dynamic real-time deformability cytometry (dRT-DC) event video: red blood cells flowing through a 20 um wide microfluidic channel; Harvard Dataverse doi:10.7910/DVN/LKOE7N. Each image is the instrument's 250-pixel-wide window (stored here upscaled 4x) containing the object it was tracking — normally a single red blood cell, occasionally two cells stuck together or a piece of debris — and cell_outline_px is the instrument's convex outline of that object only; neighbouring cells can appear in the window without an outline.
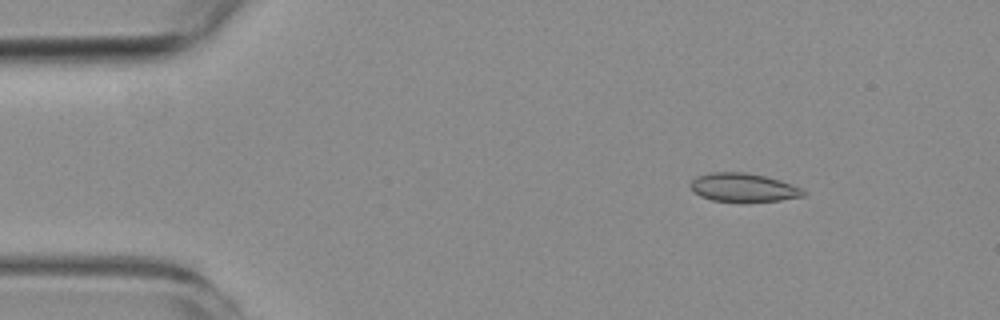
{"species": "common noctule bat (a hibernating species)", "species_latin": "Nyctalus noctula", "temperature_condition": "room temperature", "stored_images_in_passage": 4, "camera_frame_rate_fps": 3000, "um_per_image_px": 0.085, "animal": {"sex": "female", "body_mass_g": 19.3, "forearm_length_mm": 54.1}, "frame": {"image": 1, "passage_image": 1, "time_ms": 0.0, "image_size_px": [1000, 320], "cell_outline_px": [[808, 192], [804, 196], [780, 200], [744, 204], [740, 204], [712, 200], [700, 196], [688, 184], [696, 176], [708, 172], [744, 172], [764, 176], [780, 180], [792, 184]], "centroid_in_image_um": [63.18, 15.97], "position_along_channel_um": 21.8, "area_um2": 19.42}}
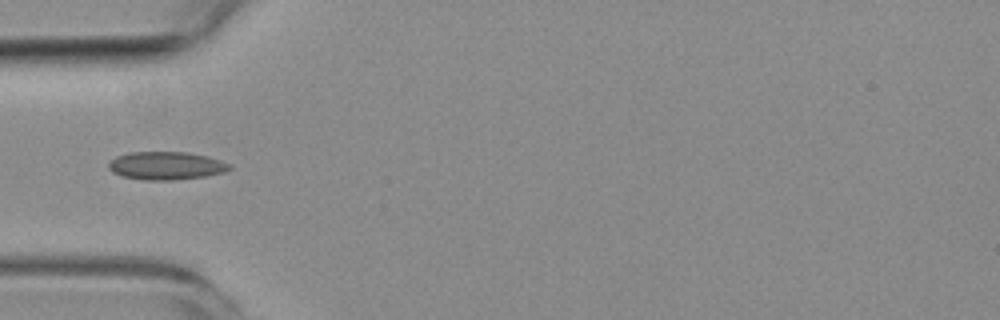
{"frame": {"image": 2, "passage_image": 4, "time_ms": 3.333, "image_size_px": [1000, 320], "cell_outline_px": [[232, 168], [224, 172], [204, 176], [172, 180], [144, 180], [120, 176], [112, 172], [108, 168], [108, 164], [116, 156], [128, 152], [188, 152], [208, 156], [232, 164]], "centroid_in_image_um": [14.12, 14.08], "position_along_channel_um": 70.9, "area_um2": 19.88}}